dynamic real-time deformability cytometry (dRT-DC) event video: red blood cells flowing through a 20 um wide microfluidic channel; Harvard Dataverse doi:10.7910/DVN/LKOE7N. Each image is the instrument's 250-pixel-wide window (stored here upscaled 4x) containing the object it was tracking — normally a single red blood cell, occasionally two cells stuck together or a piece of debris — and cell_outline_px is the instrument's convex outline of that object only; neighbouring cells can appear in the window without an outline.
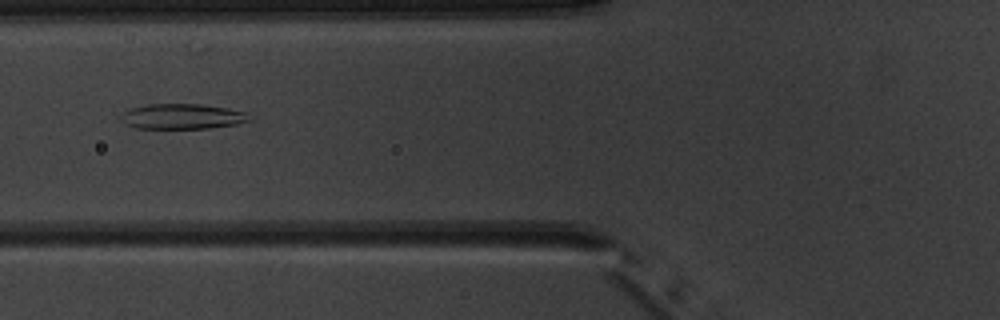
{"species": "common noctule bat (a hibernating species)", "species_latin": "Nyctalus noctula", "temperature_condition": "warm", "stored_images_in_passage": 6, "camera_frame_rate_fps": 3000, "um_per_image_px": 0.085, "animal": {"sex": "male", "body_mass_g": 20.1, "forearm_length_mm": 53.5}, "frame": {"image": 1, "passage_image": 5, "time_ms": 6.333, "image_size_px": [1000, 320], "cell_outline_px": [[252, 120], [236, 124], [208, 128], [136, 128], [124, 124], [120, 120], [120, 116], [124, 112], [132, 108], [148, 104], [200, 104], [228, 108], [248, 112]], "centroid_in_image_um": [15.51, 9.89], "position_along_channel_um": 110.3, "area_um2": 18.96}}
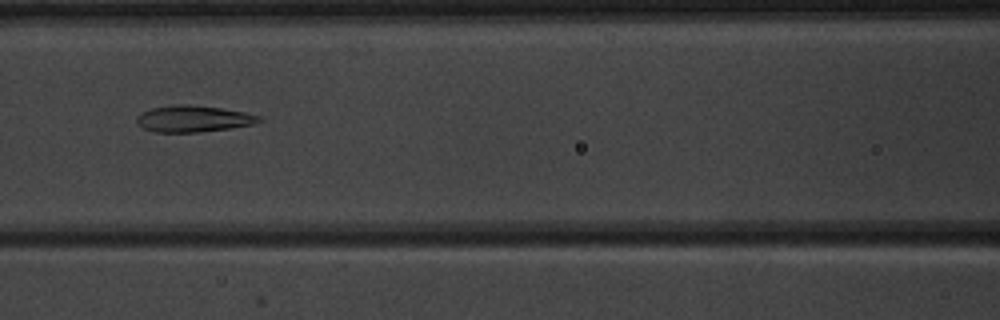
{"frame": {"image": 2, "passage_image": 6, "time_ms": 7.333, "image_size_px": [1000, 320], "cell_outline_px": [[264, 120], [256, 124], [200, 132], [156, 132], [140, 128], [136, 124], [136, 116], [152, 108], [176, 104], [188, 104], [220, 108], [244, 112], [260, 116]], "centroid_in_image_um": [16.42, 10.1], "position_along_channel_um": 150.2, "area_um2": 18.96}}